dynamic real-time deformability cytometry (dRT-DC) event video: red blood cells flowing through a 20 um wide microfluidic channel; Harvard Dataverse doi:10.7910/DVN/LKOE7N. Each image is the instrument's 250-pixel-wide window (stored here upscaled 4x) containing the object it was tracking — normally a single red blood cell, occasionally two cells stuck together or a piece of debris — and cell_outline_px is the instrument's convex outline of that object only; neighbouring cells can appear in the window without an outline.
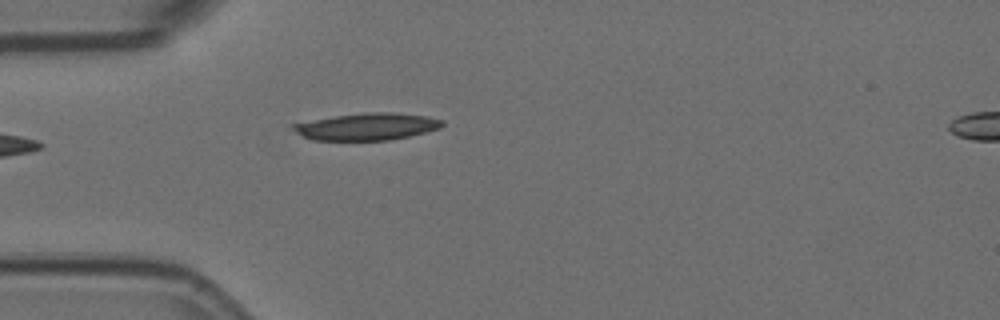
{"species": "Egyptian fruit bat (a non-hibernating species)", "species_latin": "Rousettus aegyptiacus", "temperature_condition": "room temperature", "stored_images_in_passage": 5, "camera_frame_rate_fps": 3000, "um_per_image_px": 0.085, "animal": {"sex": "female"}, "frame": {"image": 1, "passage_image": 1, "time_ms": 0.0, "image_size_px": [1000, 320], "cell_outline_px": [[444, 124], [440, 128], [408, 136], [388, 140], [312, 140], [296, 132], [288, 124], [336, 116], [364, 112], [392, 112], [428, 116], [444, 120]], "centroid_in_image_um": [31.19, 10.75], "position_along_channel_um": 53.8, "area_um2": 23.47}}
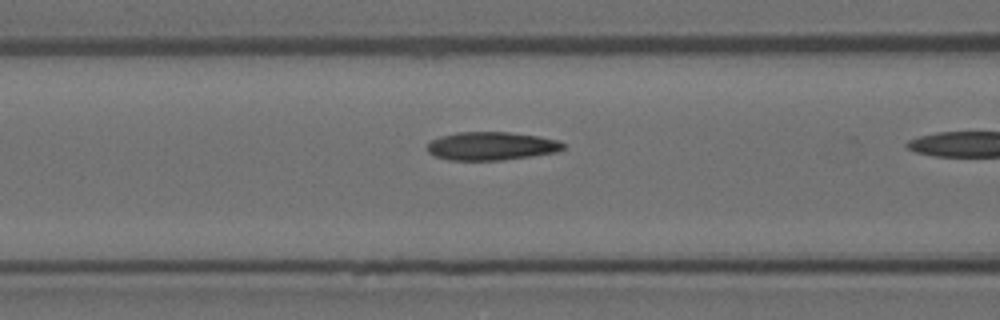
{"frame": {"image": 2, "passage_image": 4, "time_ms": 1.0, "image_size_px": [1000, 320], "cell_outline_px": [[564, 148], [556, 152], [500, 160], [448, 160], [436, 156], [428, 152], [428, 144], [432, 140], [440, 136], [456, 132], [508, 132], [536, 136], [560, 140], [564, 144]], "centroid_in_image_um": [41.75, 12.41], "position_along_channel_um": 124.9, "area_um2": 22.2}}